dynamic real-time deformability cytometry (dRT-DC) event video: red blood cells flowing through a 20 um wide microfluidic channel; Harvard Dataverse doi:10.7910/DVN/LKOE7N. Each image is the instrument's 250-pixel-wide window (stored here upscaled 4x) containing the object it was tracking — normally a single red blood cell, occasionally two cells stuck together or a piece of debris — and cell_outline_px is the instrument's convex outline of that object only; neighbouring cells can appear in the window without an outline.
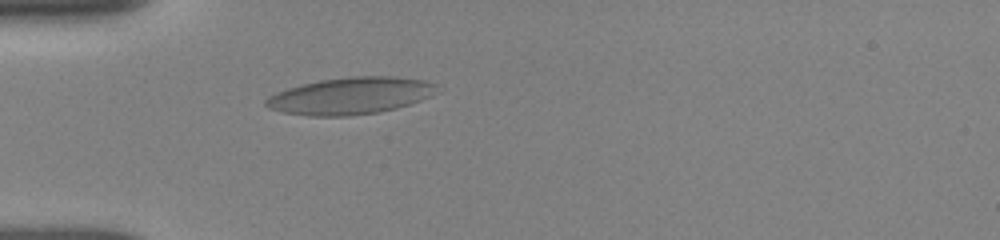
{"species": "human", "species_latin": "Homo sapiens", "temperature_condition": "room temperature", "stored_images_in_passage": 34, "camera_frame_rate_fps": 3000, "um_per_image_px": 0.085, "donor": {"sex": "female"}, "frame": {"image": 1, "passage_image": 1, "time_ms": 0.0, "image_size_px": [1000, 240], "cell_outline_px": [[440, 92], [420, 100], [396, 108], [376, 112], [348, 116], [308, 116], [284, 112], [268, 108], [264, 104], [264, 100], [268, 96], [276, 92], [288, 88], [320, 80], [348, 76], [396, 76], [424, 80], [436, 84]], "centroid_in_image_um": [29.8, 8.13], "position_along_channel_um": 55.2, "area_um2": 36.88}}
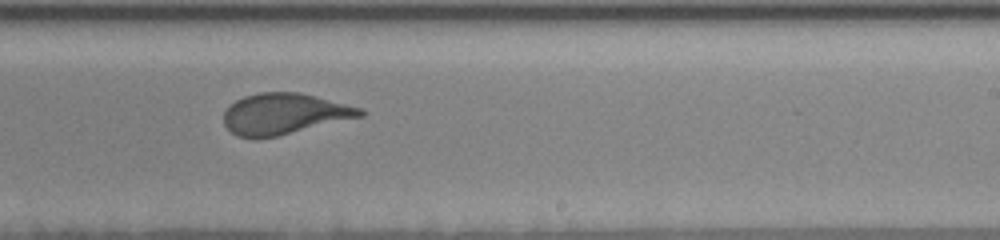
{"frame": {"image": 2, "passage_image": 14, "time_ms": 5.667, "image_size_px": [1000, 240], "cell_outline_px": [[364, 116], [276, 136], [236, 136], [224, 124], [224, 112], [228, 104], [244, 96], [260, 92], [296, 92], [360, 108], [364, 112]], "centroid_in_image_um": [24.11, 9.66], "position_along_channel_um": 264.9, "area_um2": 31.79}}
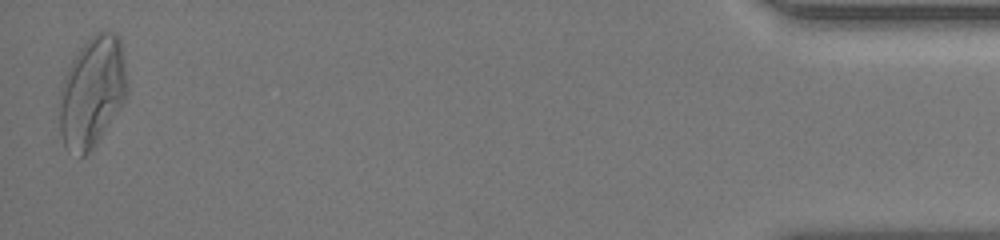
{"frame": {"image": 3, "passage_image": 34, "time_ms": 12.0, "image_size_px": [1000, 240], "cell_outline_px": [[128, 88], [124, 100], [96, 144], [84, 156], [80, 156], [64, 148], [60, 136], [60, 84], [76, 52], [96, 32], [116, 32], [120, 36], [128, 84]], "centroid_in_image_um": [7.82, 7.81], "position_along_channel_um": 427.4, "area_um2": 43.58}, "authors_computed_cell_mechanics": {"area_um2": 33.6107, "velocity_mm_per_s": 3.8451, "shape_relaxation_time_tau1_ms": 5.8819, "shape_relaxation_time_tau2_ms": null, "deformation_change_tau1": 0.1805, "deformation_change_tau2": null}}